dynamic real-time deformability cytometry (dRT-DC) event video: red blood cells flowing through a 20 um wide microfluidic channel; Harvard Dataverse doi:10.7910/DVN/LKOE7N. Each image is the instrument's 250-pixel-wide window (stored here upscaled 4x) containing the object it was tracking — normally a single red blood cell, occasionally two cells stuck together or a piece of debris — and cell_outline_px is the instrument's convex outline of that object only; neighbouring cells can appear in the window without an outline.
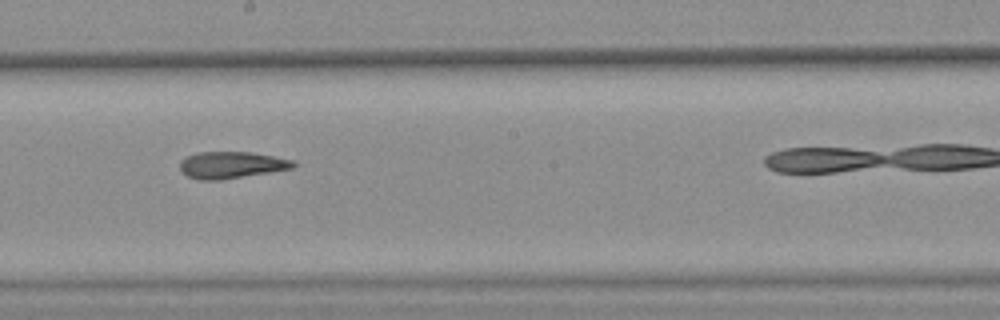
{"species": "common noctule bat (a hibernating species)", "species_latin": "Nyctalus noctula", "temperature_condition": "warm", "stored_images_in_passage": 8, "camera_frame_rate_fps": 3000, "um_per_image_px": 0.085, "animal": {"sex": "female", "body_mass_g": 25.1}, "frame": {"image": 1, "passage_image": 6, "time_ms": 1.667, "image_size_px": [1000, 320], "cell_outline_px": [[296, 164], [292, 168], [220, 180], [200, 180], [188, 176], [180, 172], [180, 160], [196, 152], [252, 152], [292, 160]], "centroid_in_image_um": [19.61, 14.02], "position_along_channel_um": 228.6, "area_um2": 17.51}}